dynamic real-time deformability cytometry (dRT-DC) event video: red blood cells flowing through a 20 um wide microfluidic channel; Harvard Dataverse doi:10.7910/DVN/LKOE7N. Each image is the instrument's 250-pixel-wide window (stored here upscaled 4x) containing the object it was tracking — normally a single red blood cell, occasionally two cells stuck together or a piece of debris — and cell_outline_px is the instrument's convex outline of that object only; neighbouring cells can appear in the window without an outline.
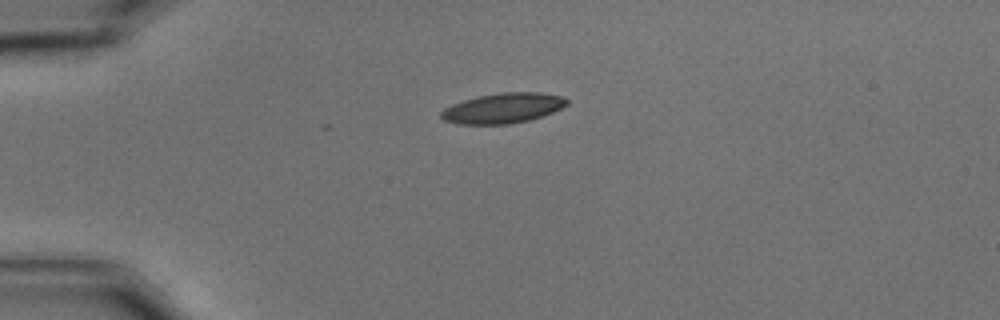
{"species": "common noctule bat (a hibernating species)", "species_latin": "Nyctalus noctula", "temperature_condition": "cold", "stored_images_in_passage": 3, "camera_frame_rate_fps": 3000, "um_per_image_px": 0.085, "animal": {"sex": "male", "body_mass_g": 15.6}, "frame": {"image": 1, "passage_image": 1, "time_ms": 0.0, "image_size_px": [1000, 320], "cell_outline_px": [[568, 104], [544, 116], [528, 120], [508, 124], [460, 124], [444, 120], [440, 116], [440, 112], [444, 108], [452, 104], [476, 96], [500, 92], [540, 92], [564, 96], [568, 100]], "centroid_in_image_um": [42.76, 9.18], "position_along_channel_um": 42.2, "area_um2": 22.2}}